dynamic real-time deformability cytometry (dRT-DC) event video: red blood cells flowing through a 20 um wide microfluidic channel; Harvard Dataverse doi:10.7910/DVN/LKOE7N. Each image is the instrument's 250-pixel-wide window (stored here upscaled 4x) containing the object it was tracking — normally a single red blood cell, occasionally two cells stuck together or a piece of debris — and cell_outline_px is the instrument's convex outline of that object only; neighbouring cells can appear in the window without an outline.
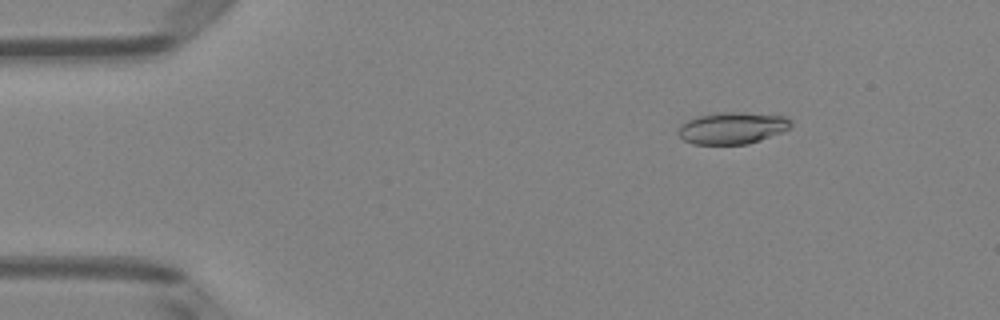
{"species": "Egyptian fruit bat (a non-hibernating species)", "species_latin": "Rousettus aegyptiacus", "temperature_condition": "room temperature", "stored_images_in_passage": 50, "camera_frame_rate_fps": 3000, "um_per_image_px": 0.085, "animal": {"sex": "female"}, "frame": {"image": 1, "passage_image": 7, "time_ms": 2.0, "image_size_px": [1000, 320], "cell_outline_px": [[792, 128], [760, 140], [748, 144], [692, 144], [684, 140], [676, 132], [680, 124], [696, 116], [716, 112], [744, 112], [784, 116], [792, 120]], "centroid_in_image_um": [62.23, 10.87], "position_along_channel_um": 22.8, "area_um2": 21.15}}
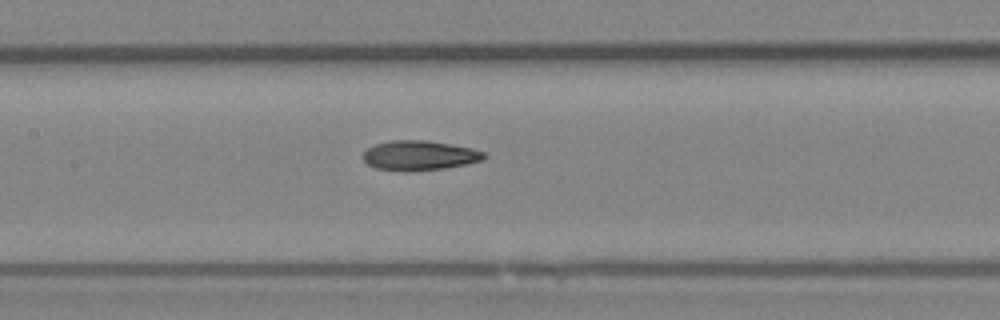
{"frame": {"image": 2, "passage_image": 24, "time_ms": 7.667, "image_size_px": [1000, 320], "cell_outline_px": [[484, 160], [444, 168], [408, 172], [404, 172], [376, 168], [368, 164], [364, 160], [364, 152], [368, 148], [376, 144], [392, 140], [424, 140], [472, 148], [484, 152]], "centroid_in_image_um": [35.63, 13.22], "position_along_channel_um": 171.8, "area_um2": 20.75}}
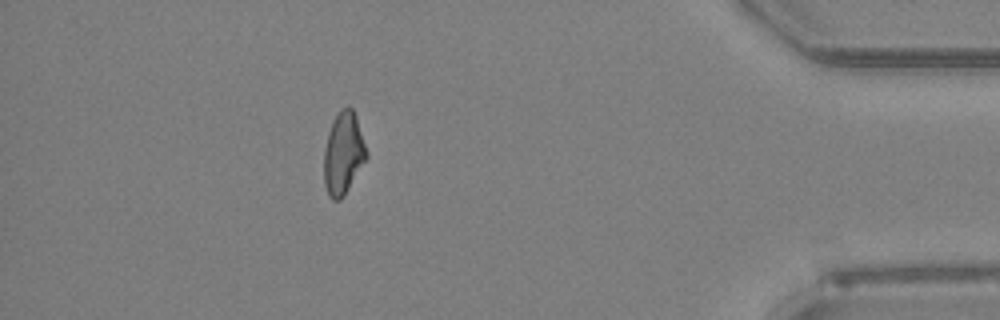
{"frame": {"image": 3, "passage_image": 45, "time_ms": 14.667, "image_size_px": [1000, 320], "cell_outline_px": [[368, 156], [344, 196], [340, 200], [332, 200], [328, 196], [324, 184], [324, 148], [328, 132], [340, 108], [348, 104], [352, 108], [356, 116], [368, 152]], "centroid_in_image_um": [29.18, 13.03], "position_along_channel_um": 406.0, "area_um2": 20.52}, "authors_computed_cell_mechanics": {"area_um2": 20.7791, "velocity_mm_per_s": 4.0261, "shape_relaxation_time_tau1_ms": 6.9156, "shape_relaxation_time_tau2_ms": 3.1687, "deformation_change_tau1": 0.1803, "deformation_change_tau2": 0.1005}}